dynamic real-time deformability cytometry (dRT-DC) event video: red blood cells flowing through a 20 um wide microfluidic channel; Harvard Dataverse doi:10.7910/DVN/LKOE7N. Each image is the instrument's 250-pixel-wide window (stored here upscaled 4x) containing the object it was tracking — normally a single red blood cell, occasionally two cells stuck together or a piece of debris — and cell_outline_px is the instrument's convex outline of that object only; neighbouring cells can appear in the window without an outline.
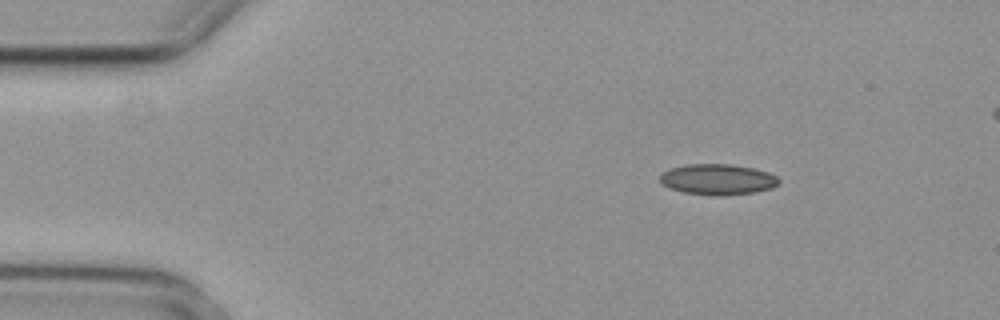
{"species": "common noctule bat (a hibernating species)", "species_latin": "Nyctalus noctula", "temperature_condition": "cold", "stored_images_in_passage": 4, "segment_of_instrument_passage": [1, 2], "camera_frame_rate_fps": 3000, "um_per_image_px": 0.085, "animal": {"sex": "female", "body_mass_g": 29.2, "forearm_length_mm": 56.3}, "frame": {"image": 1, "passage_image": 1, "time_ms": 0.0, "image_size_px": [1000, 320], "cell_outline_px": [[780, 184], [772, 188], [756, 192], [724, 196], [712, 196], [684, 192], [660, 184], [660, 176], [664, 172], [672, 168], [684, 164], [732, 164], [752, 168], [768, 172], [776, 176], [780, 180]], "centroid_in_image_um": [61.03, 15.26], "position_along_channel_um": 24.0, "area_um2": 21.44}}